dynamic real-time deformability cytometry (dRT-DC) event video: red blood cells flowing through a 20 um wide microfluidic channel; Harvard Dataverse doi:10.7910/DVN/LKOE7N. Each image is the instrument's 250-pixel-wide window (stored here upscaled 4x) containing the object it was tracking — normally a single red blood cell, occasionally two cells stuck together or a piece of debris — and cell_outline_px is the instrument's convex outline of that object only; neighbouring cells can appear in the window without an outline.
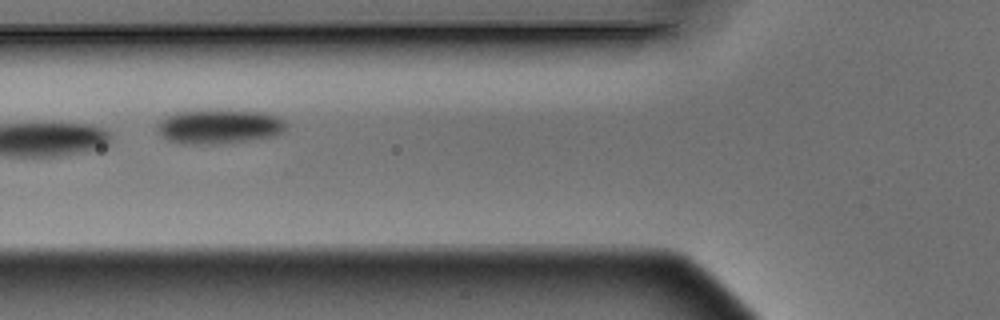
{"species": "Egyptian fruit bat (a non-hibernating species)", "species_latin": "Rousettus aegyptiacus", "temperature_condition": "warm", "stored_images_in_passage": 10, "camera_frame_rate_fps": 3000, "um_per_image_px": 0.085, "animal": {"sex": "male"}, "frame": {"image": 1, "passage_image": 6, "time_ms": 1.667, "image_size_px": [1000, 320], "cell_outline_px": [[288, 124], [284, 132], [276, 136], [228, 144], [180, 144], [168, 140], [156, 128], [160, 120], [176, 112], [264, 112], [280, 116]], "centroid_in_image_um": [18.71, 10.81], "position_along_channel_um": 107.1, "area_um2": 25.55}}
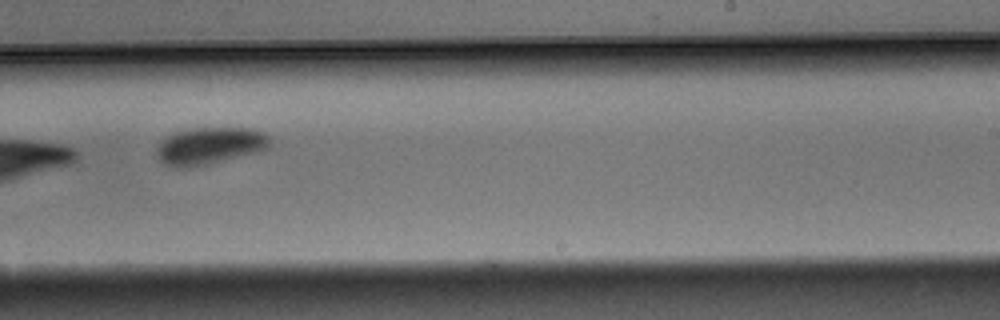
{"frame": {"image": 2, "passage_image": 10, "time_ms": 3.0, "image_size_px": [1000, 320], "cell_outline_px": [[268, 144], [264, 148], [252, 152], [204, 164], [176, 168], [160, 160], [156, 152], [156, 148], [168, 136], [176, 132], [196, 128], [248, 128], [264, 132], [268, 136]], "centroid_in_image_um": [17.77, 12.36], "position_along_channel_um": 271.2, "area_um2": 23.24}}